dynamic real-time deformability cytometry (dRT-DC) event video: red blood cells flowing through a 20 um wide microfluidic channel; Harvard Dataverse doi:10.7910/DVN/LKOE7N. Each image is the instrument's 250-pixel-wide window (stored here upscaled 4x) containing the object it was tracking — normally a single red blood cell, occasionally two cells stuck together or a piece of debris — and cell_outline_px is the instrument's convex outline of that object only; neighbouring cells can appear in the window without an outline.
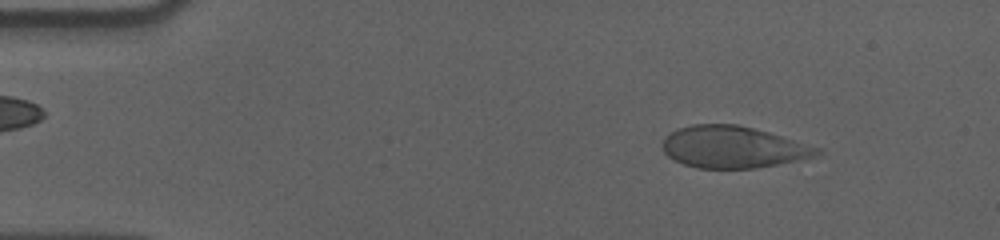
{"species": "human", "species_latin": "Homo sapiens", "temperature_condition": "cold", "stored_images_in_passage": 55, "camera_frame_rate_fps": 3000, "um_per_image_px": 0.085, "donor": {"sex": "male"}, "frame": {"image": 1, "passage_image": 6, "time_ms": 1.667, "image_size_px": [1000, 240], "cell_outline_px": [[824, 152], [816, 156], [776, 164], [752, 168], [696, 168], [684, 164], [668, 156], [664, 152], [664, 136], [676, 128], [692, 124], [740, 124], [768, 132], [820, 148]], "centroid_in_image_um": [62.28, 12.49], "position_along_channel_um": 22.7, "area_um2": 37.4}}
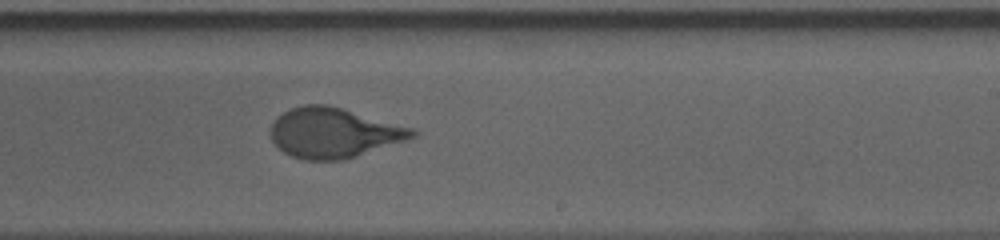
{"frame": {"image": 2, "passage_image": 33, "time_ms": 10.667, "image_size_px": [1000, 240], "cell_outline_px": [[420, 132], [416, 136], [408, 140], [344, 160], [304, 160], [292, 156], [284, 152], [272, 140], [268, 132], [276, 116], [292, 108], [304, 104], [328, 104], [416, 128]], "centroid_in_image_um": [28.4, 11.28], "position_along_channel_um": 260.6, "area_um2": 41.79}}
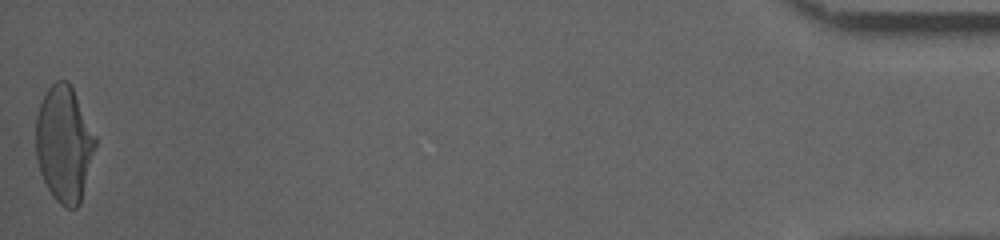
{"frame": {"image": 3, "passage_image": 55, "time_ms": 18.0, "image_size_px": [1000, 240], "cell_outline_px": [[96, 144], [80, 204], [76, 208], [68, 208], [60, 204], [56, 200], [48, 188], [40, 172], [36, 160], [36, 116], [40, 104], [48, 88], [56, 80], [68, 80], [96, 136]], "centroid_in_image_um": [5.44, 12.23], "position_along_channel_um": 429.8, "area_um2": 39.88}, "authors_computed_cell_mechanics": {"area_um2": 40.6912, "velocity_mm_per_s": 3.5811, "shape_relaxation_time_tau1_ms": 4.6954, "shape_relaxation_time_tau2_ms": null, "deformation_change_tau1": 0.1939, "deformation_change_tau2": null}}